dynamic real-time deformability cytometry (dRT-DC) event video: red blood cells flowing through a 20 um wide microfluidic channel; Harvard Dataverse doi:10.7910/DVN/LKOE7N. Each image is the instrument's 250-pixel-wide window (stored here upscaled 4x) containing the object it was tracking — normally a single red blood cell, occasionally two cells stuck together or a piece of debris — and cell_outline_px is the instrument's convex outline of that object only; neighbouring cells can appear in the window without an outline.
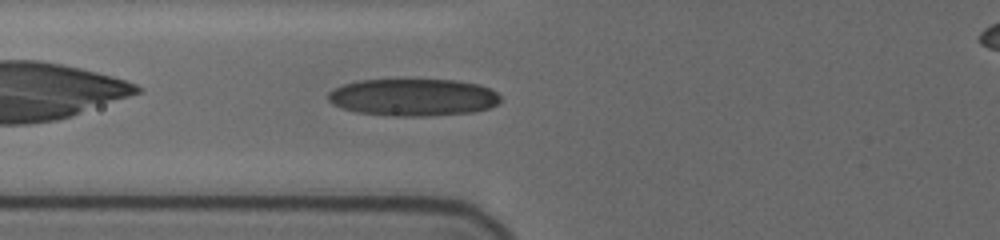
{"species": "human", "species_latin": "Homo sapiens", "temperature_condition": "cold", "stored_images_in_passage": 52, "camera_frame_rate_fps": 3000, "um_per_image_px": 0.085, "donor": {"sex": "female"}, "frame": {"image": 1, "passage_image": 19, "time_ms": 8.667, "image_size_px": [1000, 240], "cell_outline_px": [[500, 100], [496, 104], [488, 108], [472, 112], [428, 116], [388, 116], [356, 112], [340, 108], [332, 104], [328, 100], [328, 92], [344, 84], [360, 80], [456, 80], [480, 84], [496, 92], [500, 96]], "centroid_in_image_um": [35.1, 8.28], "position_along_channel_um": 90.7, "area_um2": 37.45}}
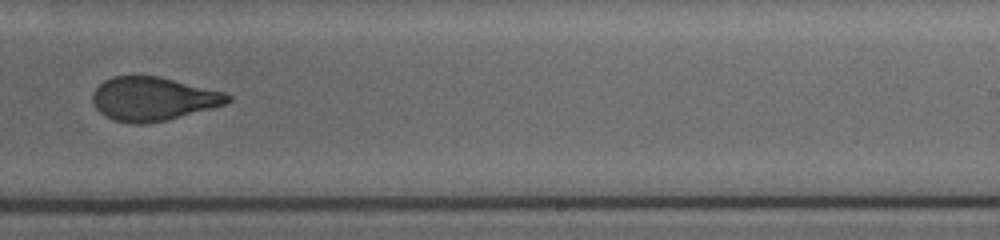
{"frame": {"image": 2, "passage_image": 29, "time_ms": 13.667, "image_size_px": [1000, 240], "cell_outline_px": [[232, 100], [224, 104], [164, 120], [144, 124], [136, 124], [116, 120], [104, 116], [96, 108], [92, 100], [92, 92], [104, 80], [112, 76], [160, 76], [224, 92], [232, 96]], "centroid_in_image_um": [12.97, 8.38], "position_along_channel_um": 276.0, "area_um2": 33.99}}
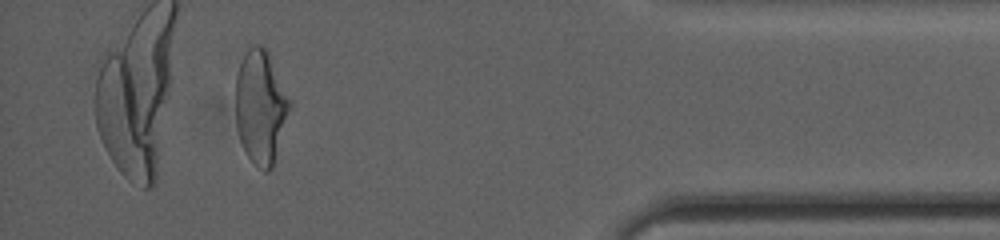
{"frame": {"image": 3, "passage_image": 46, "time_ms": 18.333, "image_size_px": [1000, 240], "cell_outline_px": [[292, 104], [272, 168], [268, 172], [264, 172], [248, 156], [240, 140], [236, 124], [236, 76], [240, 64], [248, 44], [260, 44], [268, 52]], "centroid_in_image_um": [22.15, 9.06], "position_along_channel_um": 413.1, "area_um2": 35.6}}